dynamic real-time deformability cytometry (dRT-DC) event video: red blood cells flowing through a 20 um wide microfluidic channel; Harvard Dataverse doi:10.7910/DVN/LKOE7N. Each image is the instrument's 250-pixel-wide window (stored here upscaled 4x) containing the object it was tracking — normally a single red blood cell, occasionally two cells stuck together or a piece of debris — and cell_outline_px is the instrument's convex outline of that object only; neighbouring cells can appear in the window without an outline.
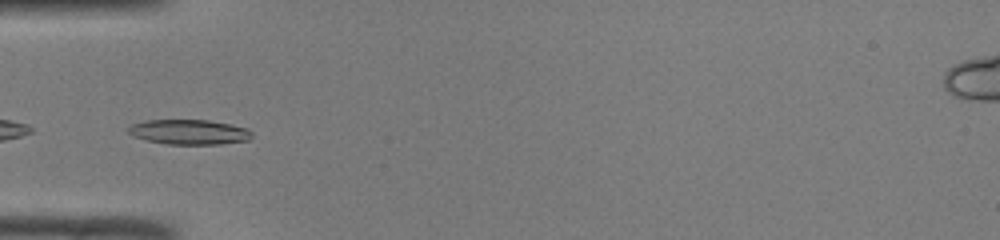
{"species": "common noctule bat (a hibernating species)", "species_latin": "Nyctalus noctula", "temperature_condition": "room temperature", "stored_images_in_passage": 27, "camera_frame_rate_fps": 3000, "um_per_image_px": 0.085, "animal": {"sex": "male", "body_mass_g": 19.0, "forearm_length_mm": 50.8}, "frame": {"image": 1, "passage_image": 4, "time_ms": 1.0, "image_size_px": [1000, 240], "cell_outline_px": [[252, 136], [248, 140], [220, 144], [168, 144], [148, 140], [132, 136], [128, 132], [128, 128], [132, 124], [144, 120], [208, 120], [248, 128], [252, 132]], "centroid_in_image_um": [16.07, 11.22], "position_along_channel_um": 68.9, "area_um2": 17.86}}
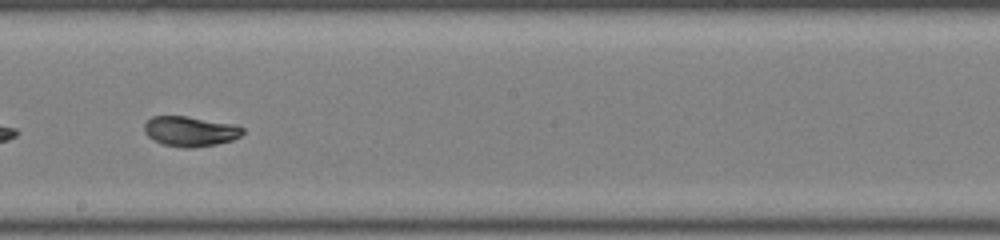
{"frame": {"image": 2, "passage_image": 16, "time_ms": 5.0, "image_size_px": [1000, 240], "cell_outline_px": [[244, 132], [240, 136], [232, 140], [216, 144], [192, 148], [184, 148], [164, 144], [152, 140], [144, 132], [144, 124], [152, 116], [188, 116], [236, 124], [244, 128]], "centroid_in_image_um": [16.18, 11.15], "position_along_channel_um": 232.0, "area_um2": 17.4}}
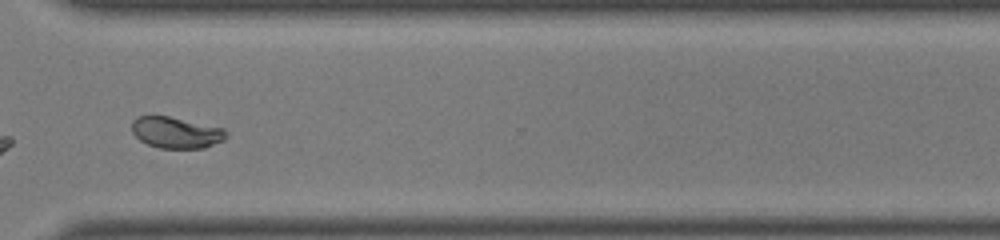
{"frame": {"image": 3, "passage_image": 25, "time_ms": 8.0, "image_size_px": [1000, 240], "cell_outline_px": [[228, 136], [224, 140], [204, 148], [160, 148], [148, 144], [140, 140], [132, 132], [132, 120], [136, 116], [168, 116], [224, 128], [228, 132]], "centroid_in_image_um": [14.98, 11.26], "position_along_channel_um": 355.6, "area_um2": 17.22}, "authors_computed_cell_mechanics": {"area_um2": 17.1088, "velocity_mm_per_s": 4.0903, "shape_relaxation_time_tau1_ms": 2.9375, "shape_relaxation_time_tau2_ms": 1.358, "deformation_change_tau1": 0.1434, "deformation_change_tau2": 0.0425}}